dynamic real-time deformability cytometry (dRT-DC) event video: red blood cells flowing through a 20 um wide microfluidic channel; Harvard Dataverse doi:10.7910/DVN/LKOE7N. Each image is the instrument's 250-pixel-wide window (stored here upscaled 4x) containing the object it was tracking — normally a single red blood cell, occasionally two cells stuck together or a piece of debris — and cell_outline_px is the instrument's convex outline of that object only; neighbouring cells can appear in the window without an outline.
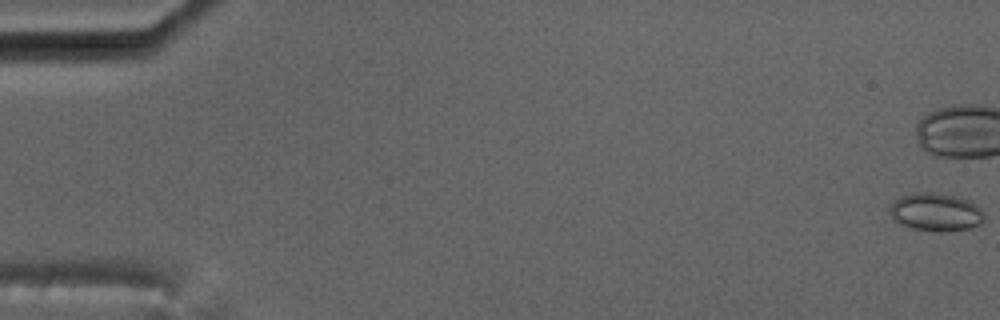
{"species": "common noctule bat (a hibernating species)", "species_latin": "Nyctalus noctula", "temperature_condition": "cold", "stored_images_in_passage": 6, "camera_frame_rate_fps": 3000, "um_per_image_px": 0.085, "animal": {"sex": "male", "body_mass_g": 17.5, "forearm_length_mm": 52.3}, "frame": {"image": 1, "passage_image": 1, "time_ms": 0.0, "image_size_px": [1000, 320], "cell_outline_px": [[984, 220], [980, 224], [972, 228], [912, 228], [900, 224], [892, 220], [888, 212], [888, 208], [900, 196], [912, 192], [932, 192], [952, 196], [968, 200], [976, 204], [984, 212]], "centroid_in_image_um": [79.49, 17.97], "position_along_channel_um": 5.5, "area_um2": 20.29}}